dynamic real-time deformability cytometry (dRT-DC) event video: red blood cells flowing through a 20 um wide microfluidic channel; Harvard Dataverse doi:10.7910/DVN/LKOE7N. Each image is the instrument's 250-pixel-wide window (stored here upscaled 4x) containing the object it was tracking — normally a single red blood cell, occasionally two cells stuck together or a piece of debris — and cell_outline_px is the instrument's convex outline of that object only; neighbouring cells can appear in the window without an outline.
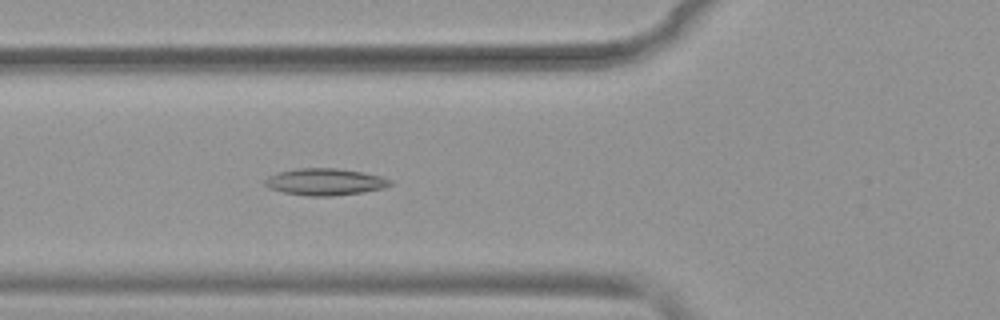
{"species": "common noctule bat (a hibernating species)", "species_latin": "Nyctalus noctula", "temperature_condition": "warm", "stored_images_in_passage": 29, "camera_frame_rate_fps": 3000, "um_per_image_px": 0.085, "animal": {"sex": "female", "body_mass_g": 19.9}, "frame": {"image": 1, "passage_image": 3, "time_ms": 0.667, "image_size_px": [1000, 320], "cell_outline_px": [[392, 184], [384, 188], [364, 192], [332, 196], [308, 196], [284, 192], [268, 188], [264, 184], [264, 180], [268, 176], [280, 172], [296, 168], [336, 168], [364, 172], [380, 176], [392, 180]], "centroid_in_image_um": [27.64, 15.46], "position_along_channel_um": 98.2, "area_um2": 19.65}}
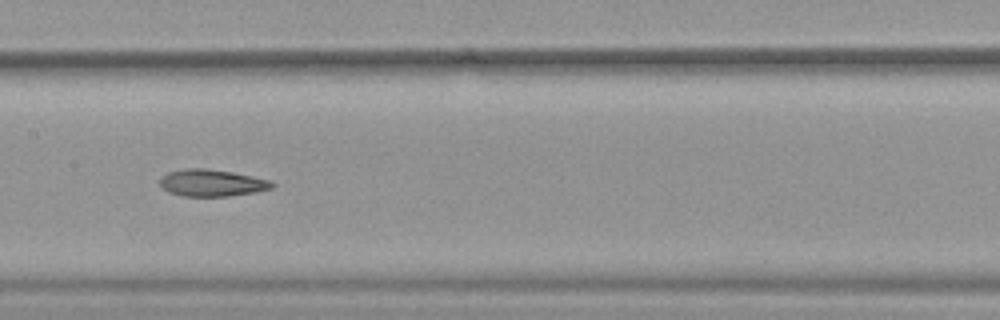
{"frame": {"image": 2, "passage_image": 10, "time_ms": 3.0, "image_size_px": [1000, 320], "cell_outline_px": [[276, 184], [272, 188], [256, 192], [228, 196], [184, 196], [168, 192], [160, 188], [160, 176], [168, 172], [184, 168], [204, 168], [232, 172], [272, 180]], "centroid_in_image_um": [17.99, 15.54], "position_along_channel_um": 189.4, "area_um2": 17.8}}
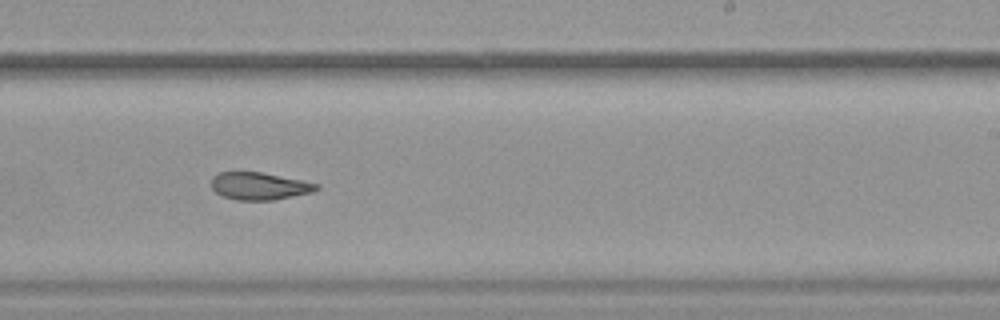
{"frame": {"image": 3, "passage_image": 16, "time_ms": 5.0, "image_size_px": [1000, 320], "cell_outline_px": [[320, 188], [312, 192], [272, 200], [236, 200], [224, 196], [216, 192], [212, 188], [212, 176], [220, 172], [260, 172], [320, 184]], "centroid_in_image_um": [22.04, 15.81], "position_along_channel_um": 267.0, "area_um2": 16.59}, "authors_computed_cell_mechanics": {"area_um2": 18.1492, "velocity_mm_per_s": 3.9048, "shape_relaxation_time_tau1_ms": null, "shape_relaxation_time_tau2_ms": 3.1096, "deformation_change_tau1": null, "deformation_change_tau2": 0.1006}}